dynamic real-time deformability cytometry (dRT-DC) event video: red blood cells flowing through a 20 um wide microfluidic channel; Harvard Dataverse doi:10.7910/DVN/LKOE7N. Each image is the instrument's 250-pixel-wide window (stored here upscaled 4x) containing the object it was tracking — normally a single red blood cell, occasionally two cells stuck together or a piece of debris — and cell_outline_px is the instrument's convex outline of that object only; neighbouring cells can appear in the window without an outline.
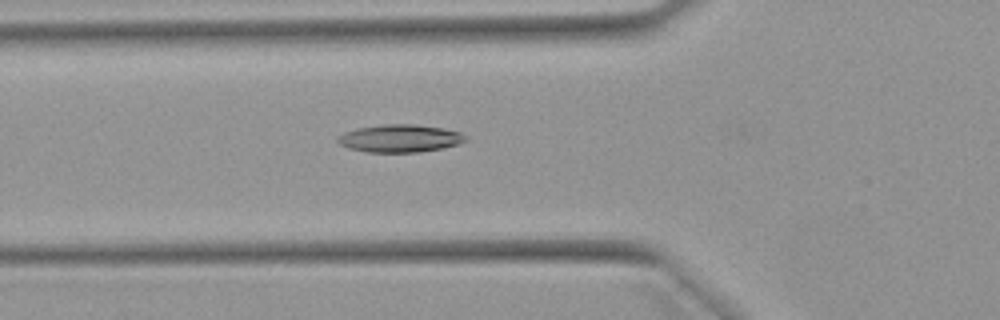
{"species": "Egyptian fruit bat (a non-hibernating species)", "species_latin": "Rousettus aegyptiacus", "temperature_condition": "warm", "stored_images_in_passage": 44, "camera_frame_rate_fps": 3000, "um_per_image_px": 0.085, "animal": {"sex": "female"}, "frame": {"image": 1, "passage_image": 11, "time_ms": 3.333, "image_size_px": [1000, 320], "cell_outline_px": [[468, 140], [456, 144], [440, 148], [420, 152], [364, 152], [348, 148], [340, 144], [336, 140], [336, 136], [344, 132], [356, 128], [384, 124], [416, 124], [444, 128], [460, 132], [468, 136]], "centroid_in_image_um": [33.97, 11.75], "position_along_channel_um": 91.8, "area_um2": 20.81}}
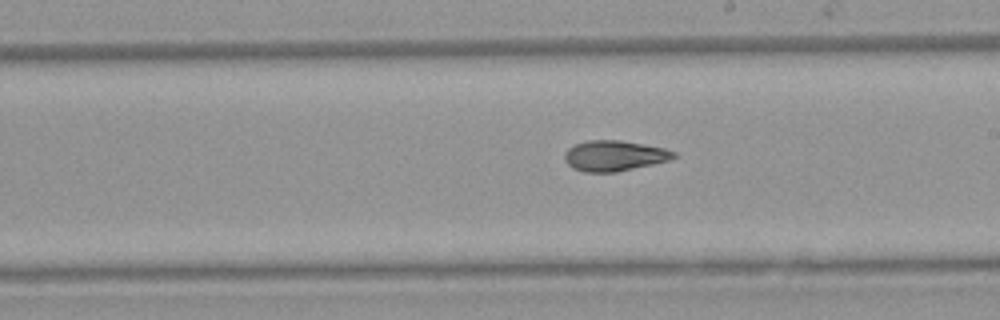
{"frame": {"image": 2, "passage_image": 22, "time_ms": 7.0, "image_size_px": [1000, 320], "cell_outline_px": [[676, 156], [668, 160], [652, 164], [616, 172], [584, 172], [572, 168], [564, 160], [564, 152], [568, 148], [576, 144], [588, 140], [620, 140], [664, 148], [676, 152]], "centroid_in_image_um": [52.17, 13.24], "position_along_channel_um": 236.8, "area_um2": 19.31}}
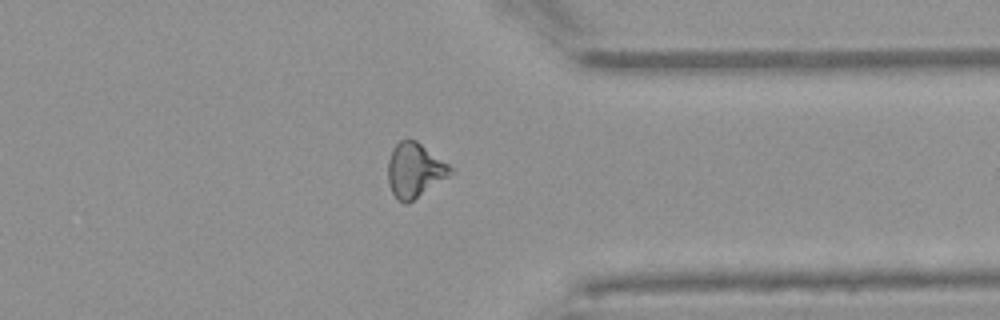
{"frame": {"image": 3, "passage_image": 33, "time_ms": 10.667, "image_size_px": [1000, 320], "cell_outline_px": [[452, 172], [448, 176], [408, 204], [404, 204], [392, 192], [388, 180], [388, 160], [392, 148], [400, 140], [416, 140], [448, 164], [452, 168]], "centroid_in_image_um": [35.22, 14.47], "position_along_channel_um": 376.2, "area_um2": 19.48}, "authors_computed_cell_mechanics": {"area_um2": 19.5653, "velocity_mm_per_s": 3.9507, "shape_relaxation_time_tau1_ms": 9.8939, "shape_relaxation_time_tau2_ms": 3.8822, "deformation_change_tau1": 0.2439, "deformation_change_tau2": 0.1252}}